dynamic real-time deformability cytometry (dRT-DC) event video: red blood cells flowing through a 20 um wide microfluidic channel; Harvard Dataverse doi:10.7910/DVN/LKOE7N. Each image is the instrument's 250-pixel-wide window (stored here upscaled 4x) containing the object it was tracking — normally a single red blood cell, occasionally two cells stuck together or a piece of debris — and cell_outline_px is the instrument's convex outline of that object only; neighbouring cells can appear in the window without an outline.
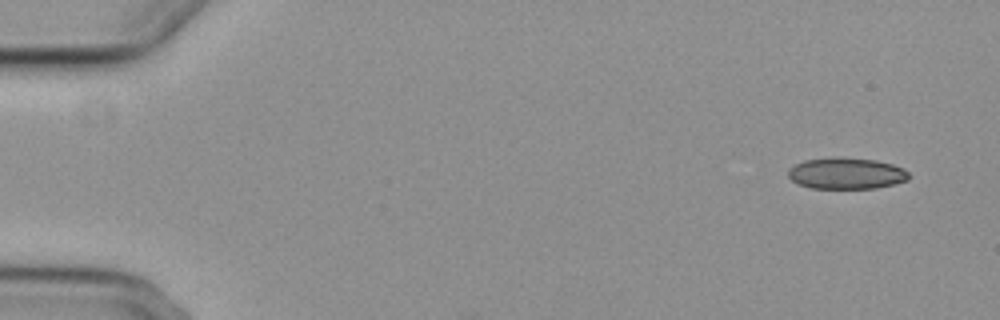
{"species": "common noctule bat (a hibernating species)", "species_latin": "Nyctalus noctula", "temperature_condition": "cold", "stored_images_in_passage": 6, "camera_frame_rate_fps": 3000, "um_per_image_px": 0.085, "animal": {"sex": "female", "body_mass_g": 29.2, "forearm_length_mm": 56.3}, "frame": {"image": 1, "passage_image": 1, "time_ms": 0.0, "image_size_px": [1000, 320], "cell_outline_px": [[908, 180], [876, 188], [812, 188], [800, 184], [792, 180], [788, 176], [788, 168], [804, 160], [876, 160], [892, 164], [904, 168], [908, 172]], "centroid_in_image_um": [71.96, 14.78], "position_along_channel_um": 13.0, "area_um2": 21.04}}
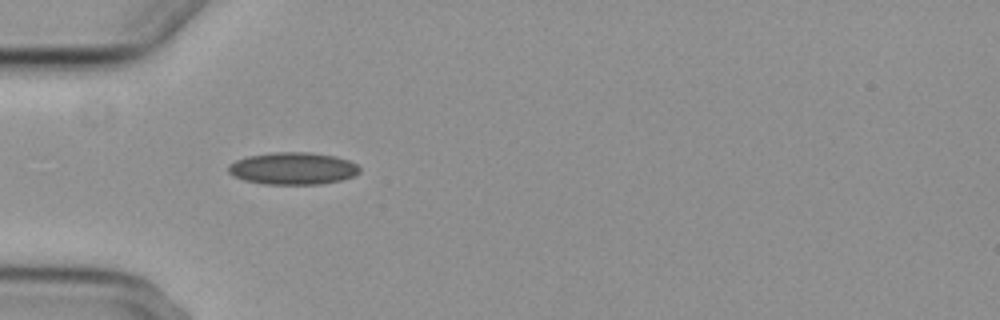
{"frame": {"image": 2, "passage_image": 5, "time_ms": 4.667, "image_size_px": [1000, 320], "cell_outline_px": [[360, 172], [352, 176], [340, 180], [320, 184], [264, 184], [244, 180], [232, 176], [228, 172], [228, 164], [236, 160], [248, 156], [272, 152], [308, 152], [336, 156], [348, 160], [356, 164], [360, 168]], "centroid_in_image_um": [24.87, 14.31], "position_along_channel_um": 60.1, "area_um2": 24.68}}
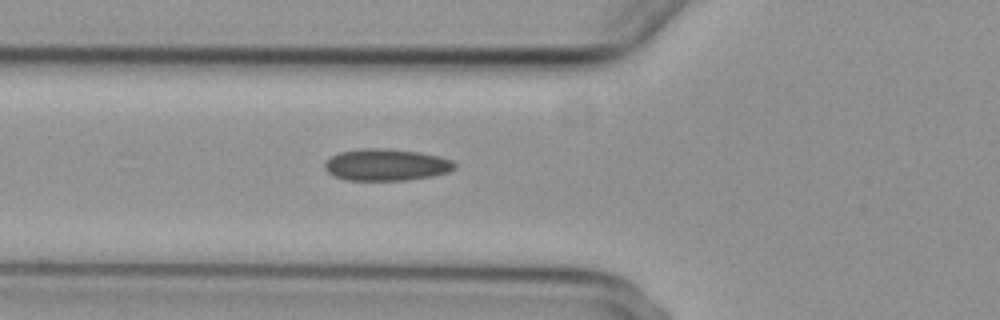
{"frame": {"image": 3, "passage_image": 6, "time_ms": 5.667, "image_size_px": [1000, 320], "cell_outline_px": [[456, 168], [448, 172], [432, 176], [408, 180], [344, 180], [332, 176], [324, 168], [324, 160], [340, 152], [360, 148], [388, 148], [420, 152], [440, 156], [452, 160], [456, 164]], "centroid_in_image_um": [32.81, 14.0], "position_along_channel_um": 93.0, "area_um2": 24.45}}